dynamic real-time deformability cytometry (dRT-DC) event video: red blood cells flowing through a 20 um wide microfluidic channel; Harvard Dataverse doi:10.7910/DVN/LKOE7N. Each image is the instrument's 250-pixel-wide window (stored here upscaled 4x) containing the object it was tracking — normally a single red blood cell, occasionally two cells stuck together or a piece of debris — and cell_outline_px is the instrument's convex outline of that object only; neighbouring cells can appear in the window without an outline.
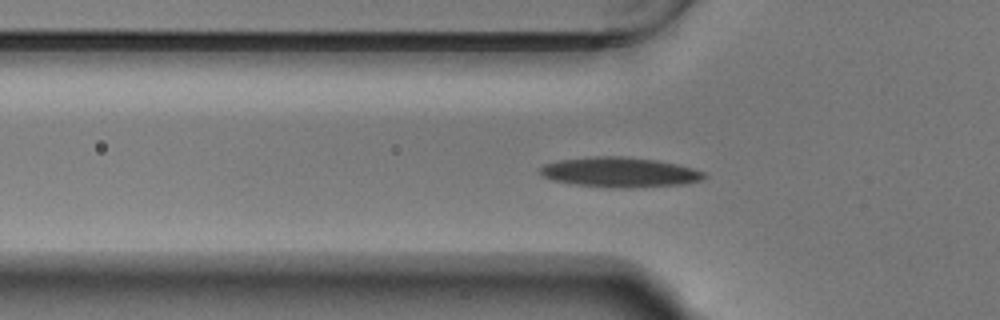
{"species": "Egyptian fruit bat (a non-hibernating species)", "species_latin": "Rousettus aegyptiacus", "temperature_condition": "warm", "stored_images_in_passage": 55, "camera_frame_rate_fps": 3000, "um_per_image_px": 0.085, "animal": {"sex": "male"}, "frame": {"image": 1, "passage_image": 18, "time_ms": 5.667, "image_size_px": [1000, 320], "cell_outline_px": [[704, 176], [700, 180], [684, 184], [632, 188], [612, 188], [572, 184], [552, 180], [544, 176], [540, 172], [540, 168], [544, 164], [556, 160], [592, 156], [628, 156], [656, 160], [676, 164], [692, 168], [704, 172]], "centroid_in_image_um": [52.63, 14.64], "position_along_channel_um": 73.2, "area_um2": 28.78}}
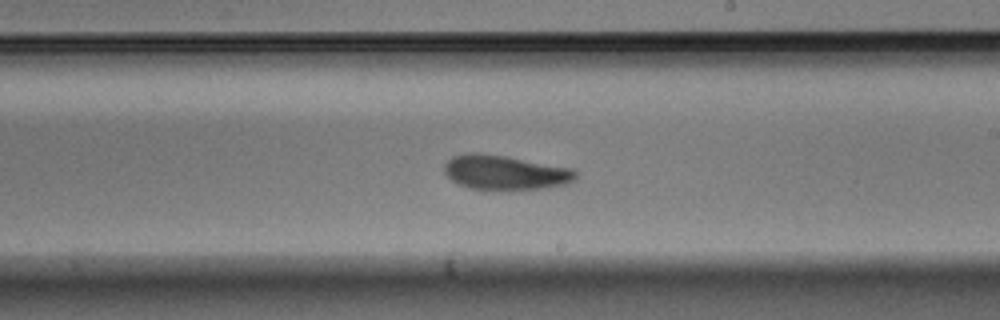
{"frame": {"image": 2, "passage_image": 32, "time_ms": 10.333, "image_size_px": [1000, 320], "cell_outline_px": [[576, 180], [568, 184], [540, 188], [468, 188], [452, 180], [444, 172], [444, 164], [452, 156], [468, 152], [476, 152], [504, 156], [576, 168]], "centroid_in_image_um": [42.96, 14.63], "position_along_channel_um": 246.0, "area_um2": 26.13}}
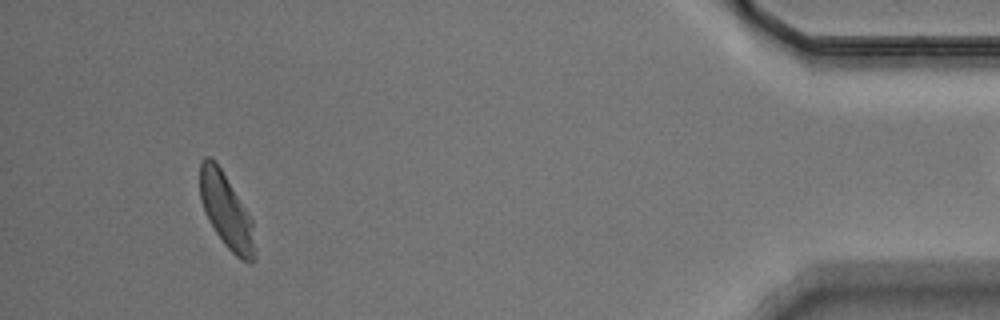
{"frame": {"image": 3, "passage_image": 51, "time_ms": 16.667, "image_size_px": [1000, 320], "cell_outline_px": [[256, 256], [252, 260], [240, 260], [224, 244], [216, 232], [200, 200], [200, 160], [204, 156], [212, 156], [216, 160], [252, 220]], "centroid_in_image_um": [19.22, 17.88], "position_along_channel_um": 416.0, "area_um2": 23.41}, "authors_computed_cell_mechanics": {"area_um2": 25.6054, "velocity_mm_per_s": 3.6918, "shape_relaxation_time_tau1_ms": 3.6476, "shape_relaxation_time_tau2_ms": 1.676, "deformation_change_tau1": 0.1299, "deformation_change_tau2": 0.0749}}